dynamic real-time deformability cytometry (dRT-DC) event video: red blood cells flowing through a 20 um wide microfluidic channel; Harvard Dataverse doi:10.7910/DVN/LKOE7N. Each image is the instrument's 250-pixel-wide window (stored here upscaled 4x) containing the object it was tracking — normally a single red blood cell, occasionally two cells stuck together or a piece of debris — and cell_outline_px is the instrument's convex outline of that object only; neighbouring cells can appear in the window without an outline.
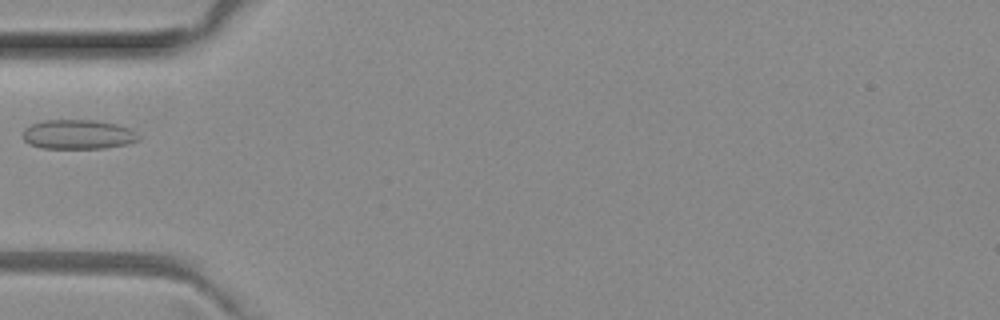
{"species": "common noctule bat (a hibernating species)", "species_latin": "Nyctalus noctula", "temperature_condition": "room temperature", "stored_images_in_passage": 5, "camera_frame_rate_fps": 3000, "um_per_image_px": 0.085, "animal": {"sex": "female", "body_mass_g": 29.2, "forearm_length_mm": 56.3}, "frame": {"image": 1, "passage_image": 5, "time_ms": 1.333, "image_size_px": [1000, 320], "cell_outline_px": [[140, 140], [128, 144], [104, 148], [40, 148], [28, 144], [24, 140], [24, 128], [32, 124], [44, 120], [96, 120], [116, 124], [128, 128], [136, 132], [140, 136]], "centroid_in_image_um": [6.65, 11.43], "position_along_channel_um": 78.4, "area_um2": 19.94}}